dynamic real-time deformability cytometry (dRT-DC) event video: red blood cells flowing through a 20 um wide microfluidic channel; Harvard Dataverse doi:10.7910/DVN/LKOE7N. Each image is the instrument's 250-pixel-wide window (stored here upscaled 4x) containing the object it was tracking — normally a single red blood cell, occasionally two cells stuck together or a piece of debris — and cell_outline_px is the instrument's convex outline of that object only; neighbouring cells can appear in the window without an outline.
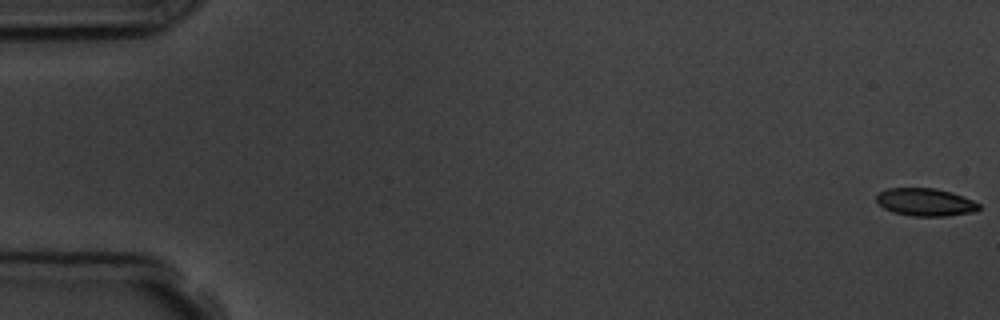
{"species": "common noctule bat (a hibernating species)", "species_latin": "Nyctalus noctula", "temperature_condition": "room temperature", "stored_images_in_passage": 7, "camera_frame_rate_fps": 3000, "um_per_image_px": 0.085, "animal": {"sex": "male", "body_mass_g": 19.5, "forearm_length_mm": 54.6}, "frame": {"image": 1, "passage_image": 1, "time_ms": 0.0, "image_size_px": [1000, 320], "cell_outline_px": [[980, 208], [976, 212], [948, 216], [912, 216], [892, 212], [884, 208], [876, 200], [876, 196], [880, 192], [888, 188], [936, 188], [972, 200], [980, 204]], "centroid_in_image_um": [78.66, 17.19], "position_along_channel_um": 6.3, "area_um2": 16.47}}
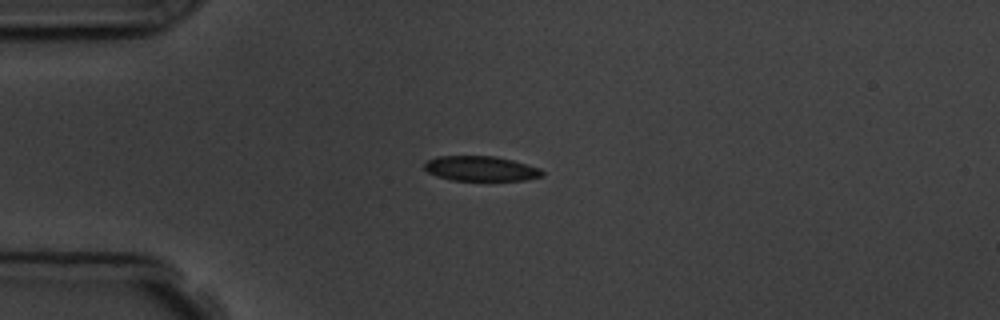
{"frame": {"image": 2, "passage_image": 5, "time_ms": 4.667, "image_size_px": [1000, 320], "cell_outline_px": [[544, 176], [524, 180], [452, 180], [436, 176], [428, 172], [424, 168], [424, 164], [428, 160], [436, 156], [496, 156], [512, 160], [540, 168], [544, 172]], "centroid_in_image_um": [40.87, 14.32], "position_along_channel_um": 44.1, "area_um2": 17.11}}